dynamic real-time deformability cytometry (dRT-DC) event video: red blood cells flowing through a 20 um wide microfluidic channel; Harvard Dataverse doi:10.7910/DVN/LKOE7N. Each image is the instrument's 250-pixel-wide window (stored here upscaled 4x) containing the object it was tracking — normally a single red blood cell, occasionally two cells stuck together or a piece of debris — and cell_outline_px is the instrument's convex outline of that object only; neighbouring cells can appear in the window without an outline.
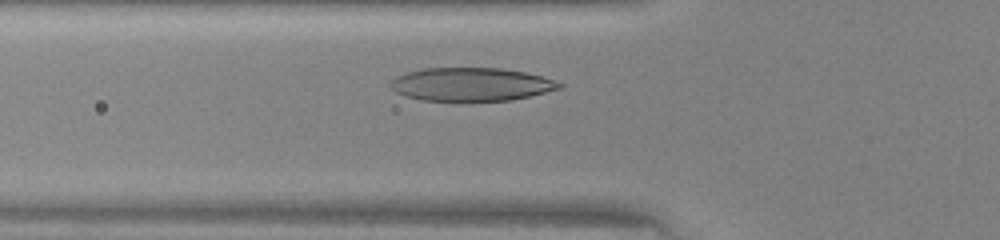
{"species": "human", "species_latin": "Homo sapiens", "temperature_condition": "warm", "stored_images_in_passage": 29, "camera_frame_rate_fps": 3000, "um_per_image_px": 0.085, "donor": {"sex": "female"}, "frame": {"image": 1, "passage_image": 8, "time_ms": 2.333, "image_size_px": [1000, 240], "cell_outline_px": [[564, 84], [560, 88], [512, 100], [424, 100], [404, 96], [396, 92], [388, 84], [396, 76], [420, 68], [500, 68], [524, 72], [540, 76]], "centroid_in_image_um": [39.99, 7.16], "position_along_channel_um": 85.8, "area_um2": 32.37}}
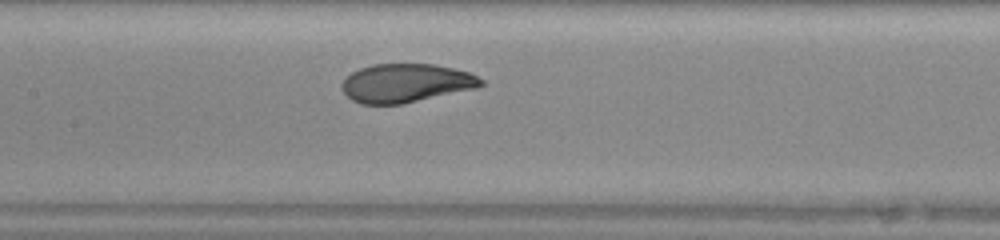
{"frame": {"image": 2, "passage_image": 14, "time_ms": 4.333, "image_size_px": [1000, 240], "cell_outline_px": [[484, 84], [476, 88], [400, 104], [360, 104], [352, 100], [340, 88], [340, 84], [352, 72], [360, 68], [372, 64], [432, 64], [452, 68], [468, 72], [484, 80]], "centroid_in_image_um": [34.47, 7.06], "position_along_channel_um": 172.9, "area_um2": 31.1}}
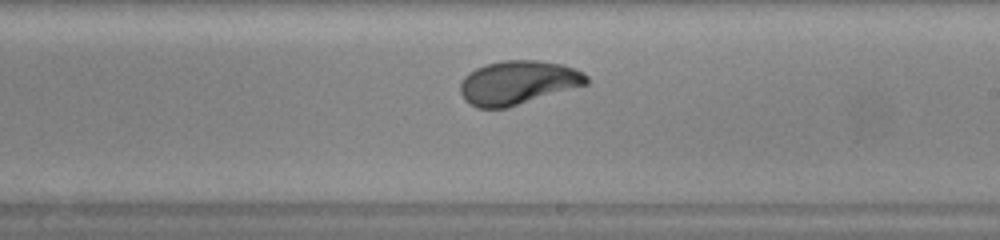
{"frame": {"image": 3, "passage_image": 19, "time_ms": 6.0, "image_size_px": [1000, 240], "cell_outline_px": [[588, 84], [508, 108], [476, 108], [464, 100], [460, 92], [460, 84], [464, 76], [468, 72], [484, 64], [504, 60], [536, 60], [560, 64], [584, 72], [588, 76]], "centroid_in_image_um": [44.0, 7.03], "position_along_channel_um": 245.0, "area_um2": 32.43}}